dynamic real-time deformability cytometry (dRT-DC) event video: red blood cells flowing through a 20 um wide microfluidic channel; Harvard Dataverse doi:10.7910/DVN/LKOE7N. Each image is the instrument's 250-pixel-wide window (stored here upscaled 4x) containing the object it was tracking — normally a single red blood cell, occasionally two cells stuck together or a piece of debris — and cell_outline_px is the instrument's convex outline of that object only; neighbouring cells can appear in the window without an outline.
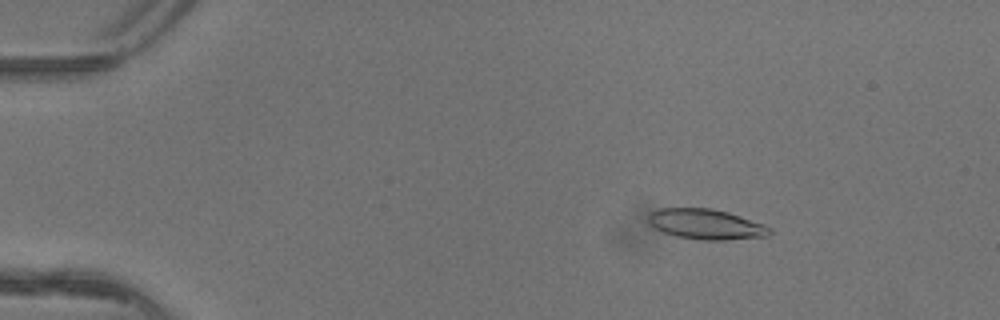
{"species": "common noctule bat (a hibernating species)", "species_latin": "Nyctalus noctula", "temperature_condition": "warm", "stored_images_in_passage": 5, "camera_frame_rate_fps": 3000, "um_per_image_px": 0.085, "animal": {"sex": "female"}, "frame": {"image": 1, "passage_image": 2, "time_ms": 0.333, "image_size_px": [1000, 320], "cell_outline_px": [[772, 232], [768, 236], [724, 240], [700, 240], [676, 236], [664, 232], [648, 224], [648, 216], [652, 212], [660, 208], [708, 208], [728, 212], [764, 224], [772, 228]], "centroid_in_image_um": [60.03, 19.06], "position_along_channel_um": 25.0, "area_um2": 21.39}}